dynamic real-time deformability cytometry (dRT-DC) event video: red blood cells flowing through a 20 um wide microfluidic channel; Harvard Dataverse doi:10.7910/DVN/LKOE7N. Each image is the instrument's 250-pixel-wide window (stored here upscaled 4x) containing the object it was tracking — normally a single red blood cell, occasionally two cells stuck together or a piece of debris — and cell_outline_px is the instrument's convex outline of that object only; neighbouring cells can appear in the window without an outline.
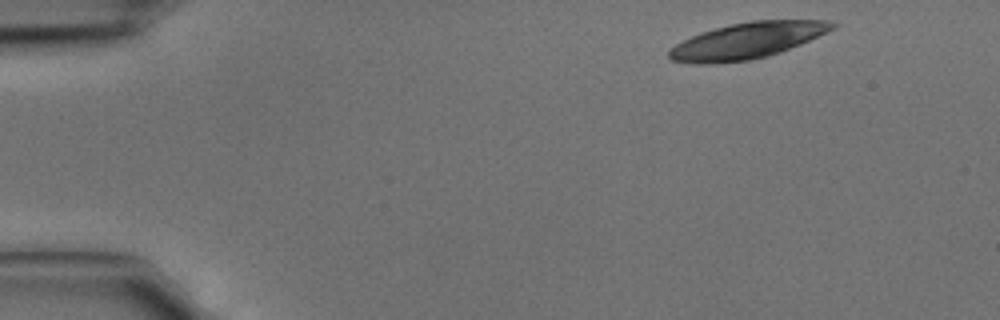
{"species": "common noctule bat (a hibernating species)", "species_latin": "Nyctalus noctula", "temperature_condition": "cold", "stored_images_in_passage": 4, "camera_frame_rate_fps": 3000, "um_per_image_px": 0.085, "animal": {"sex": "male", "body_mass_g": 15.6}, "frame": {"image": 1, "passage_image": 1, "time_ms": 0.0, "image_size_px": [1000, 320], "cell_outline_px": [[840, 24], [836, 28], [800, 44], [780, 52], [748, 60], [708, 64], [696, 64], [672, 60], [668, 56], [668, 52], [676, 44], [700, 32], [732, 24], [752, 20], [828, 20]], "centroid_in_image_um": [63.54, 3.44], "position_along_channel_um": 21.5, "area_um2": 33.99}}
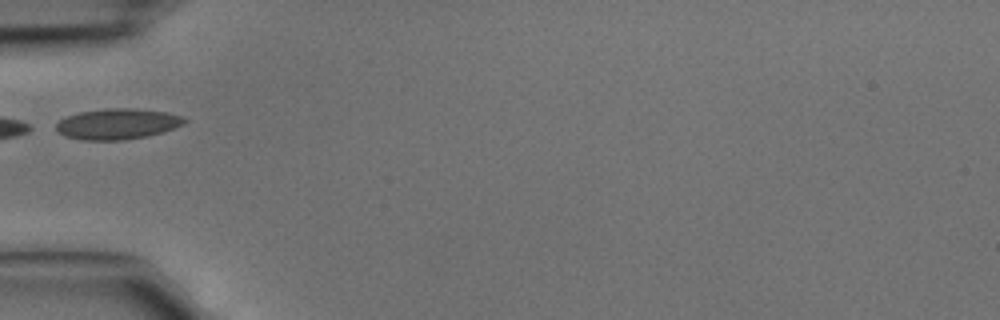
{"frame": {"image": 2, "passage_image": 4, "time_ms": 1.0, "image_size_px": [1000, 320], "cell_outline_px": [[188, 120], [184, 124], [148, 136], [124, 140], [80, 140], [64, 136], [56, 128], [56, 124], [60, 120], [68, 116], [80, 112], [104, 108], [136, 108], [168, 112], [184, 116]], "centroid_in_image_um": [10.01, 10.53], "position_along_channel_um": 75.0, "area_um2": 23.06}}